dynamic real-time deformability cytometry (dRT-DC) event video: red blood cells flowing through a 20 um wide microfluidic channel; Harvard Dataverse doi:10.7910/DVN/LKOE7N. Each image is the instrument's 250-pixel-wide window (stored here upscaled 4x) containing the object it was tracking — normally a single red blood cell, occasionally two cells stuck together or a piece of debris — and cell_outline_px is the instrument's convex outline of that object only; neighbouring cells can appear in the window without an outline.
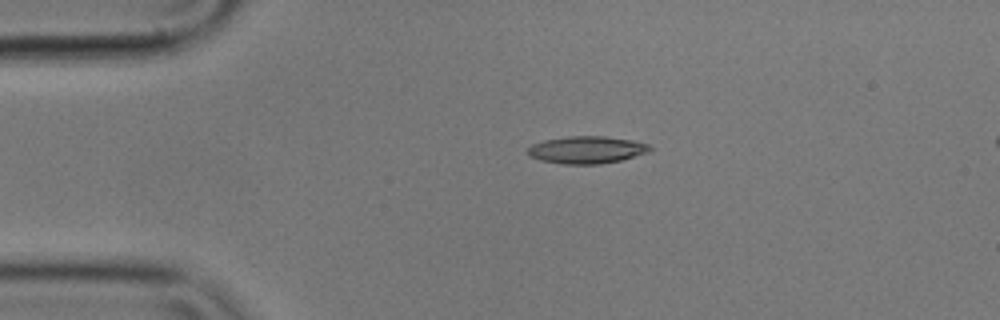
{"species": "common noctule bat (a hibernating species)", "species_latin": "Nyctalus noctula", "temperature_condition": "cold", "stored_images_in_passage": 5, "segment_of_instrument_passage": [1, 2], "camera_frame_rate_fps": 3000, "um_per_image_px": 0.085, "animal": {"sex": "male", "body_mass_g": 17.9}, "frame": {"image": 1, "passage_image": 3, "time_ms": 0.667, "image_size_px": [1000, 320], "cell_outline_px": [[652, 152], [620, 160], [600, 164], [564, 164], [540, 160], [528, 156], [528, 148], [532, 144], [544, 140], [568, 136], [604, 136], [632, 140], [648, 144], [652, 148]], "centroid_in_image_um": [49.89, 12.73], "position_along_channel_um": 35.1, "area_um2": 19.54}}